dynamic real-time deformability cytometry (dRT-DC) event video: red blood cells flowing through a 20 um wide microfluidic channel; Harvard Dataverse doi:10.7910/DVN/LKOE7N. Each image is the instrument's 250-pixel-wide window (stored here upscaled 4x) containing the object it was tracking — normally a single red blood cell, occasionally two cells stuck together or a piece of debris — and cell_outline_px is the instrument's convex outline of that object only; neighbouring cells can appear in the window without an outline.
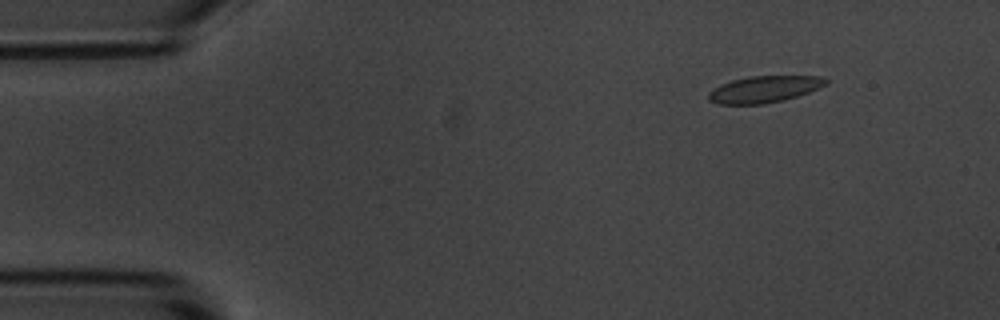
{"species": "common noctule bat (a hibernating species)", "species_latin": "Nyctalus noctula", "temperature_condition": "room temperature", "stored_images_in_passage": 53, "camera_frame_rate_fps": 3000, "um_per_image_px": 0.085, "animal": {"sex": "male", "body_mass_g": 20.1, "forearm_length_mm": 53.5}, "frame": {"image": 1, "passage_image": 5, "time_ms": 1.333, "image_size_px": [1000, 320], "cell_outline_px": [[828, 84], [808, 92], [784, 100], [764, 104], [716, 104], [708, 100], [708, 92], [712, 88], [720, 84], [732, 80], [748, 76], [820, 76], [828, 80]], "centroid_in_image_um": [64.91, 7.59], "position_along_channel_um": 20.1, "area_um2": 18.32}}
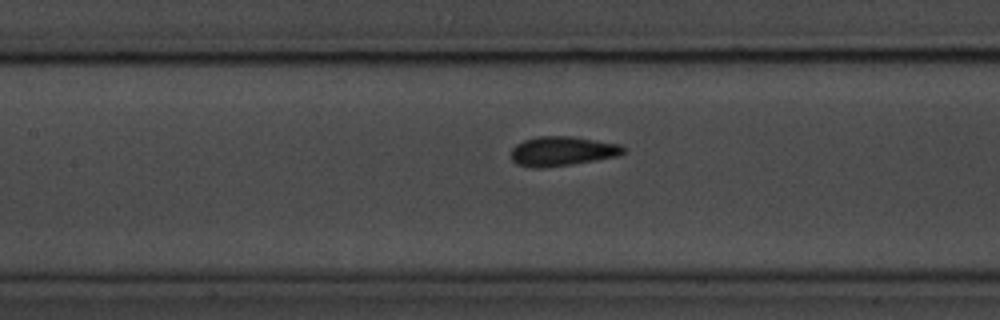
{"frame": {"image": 2, "passage_image": 23, "time_ms": 7.333, "image_size_px": [1000, 320], "cell_outline_px": [[624, 152], [620, 156], [572, 164], [544, 168], [532, 168], [516, 164], [512, 160], [512, 148], [516, 144], [524, 140], [540, 136], [572, 136], [620, 144], [624, 148]], "centroid_in_image_um": [47.79, 12.85], "position_along_channel_um": 159.6, "area_um2": 19.36}}
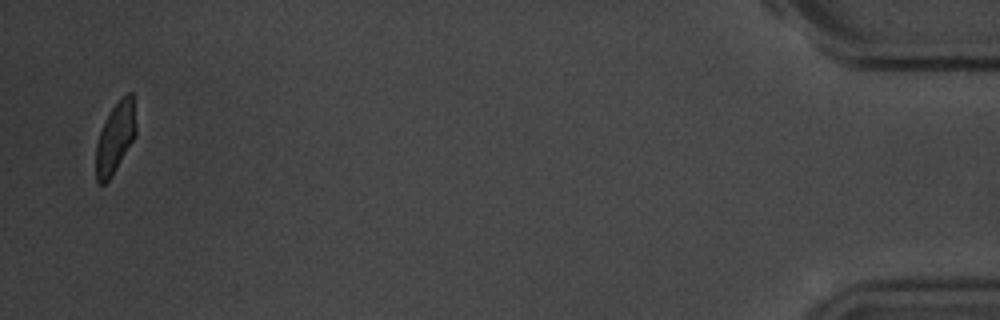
{"frame": {"image": 3, "passage_image": 52, "time_ms": 17.0, "image_size_px": [1000, 320], "cell_outline_px": [[136, 136], [112, 176], [104, 184], [100, 184], [96, 180], [96, 144], [100, 132], [112, 108], [128, 92], [132, 92], [136, 128]], "centroid_in_image_um": [9.8, 11.76], "position_along_channel_um": 425.4, "area_um2": 16.24}}